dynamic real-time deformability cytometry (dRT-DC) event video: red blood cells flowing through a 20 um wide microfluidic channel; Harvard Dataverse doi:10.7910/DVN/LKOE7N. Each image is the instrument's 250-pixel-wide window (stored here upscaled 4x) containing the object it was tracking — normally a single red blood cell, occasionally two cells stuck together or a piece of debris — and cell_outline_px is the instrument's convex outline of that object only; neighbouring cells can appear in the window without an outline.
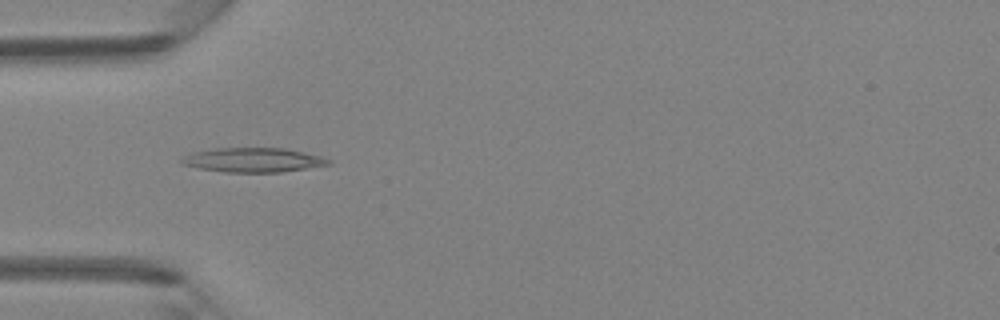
{"species": "Egyptian fruit bat (a non-hibernating species)", "species_latin": "Rousettus aegyptiacus", "temperature_condition": "room temperature", "stored_images_in_passage": 46, "camera_frame_rate_fps": 3000, "um_per_image_px": 0.085, "animal": {"sex": "female"}, "frame": {"image": 1, "passage_image": 15, "time_ms": 4.667, "image_size_px": [1000, 320], "cell_outline_px": [[332, 164], [280, 172], [224, 172], [200, 168], [180, 164], [180, 160], [184, 156], [192, 152], [216, 148], [284, 148], [304, 152], [320, 156], [332, 160]], "centroid_in_image_um": [21.51, 13.59], "position_along_channel_um": 63.5, "area_um2": 20.81}}
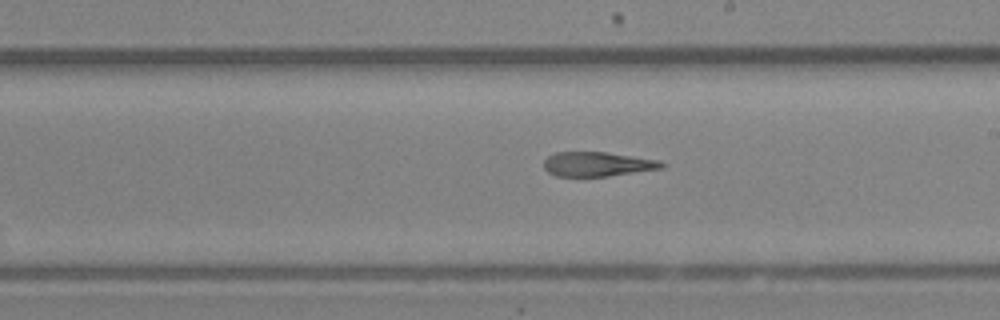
{"frame": {"image": 2, "passage_image": 27, "time_ms": 8.667, "image_size_px": [1000, 320], "cell_outline_px": [[668, 164], [664, 168], [608, 176], [556, 176], [548, 172], [544, 168], [544, 160], [548, 156], [556, 152], [604, 152], [660, 160]], "centroid_in_image_um": [50.81, 13.95], "position_along_channel_um": 238.2, "area_um2": 16.82}}
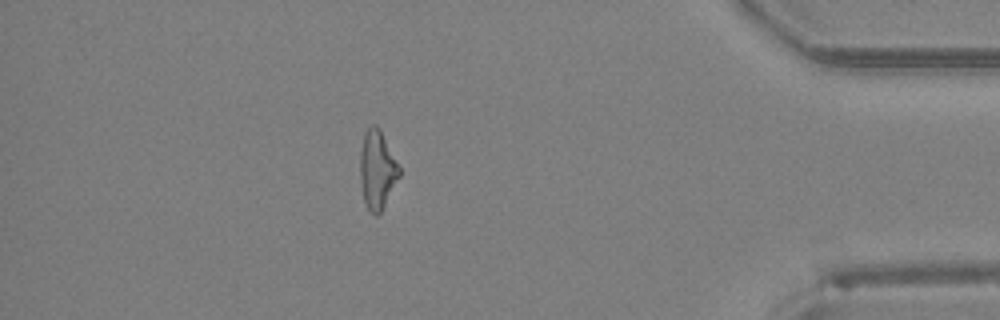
{"frame": {"image": 3, "passage_image": 41, "time_ms": 13.333, "image_size_px": [1000, 320], "cell_outline_px": [[400, 176], [380, 212], [376, 216], [364, 204], [360, 180], [360, 152], [364, 132], [372, 124], [376, 124], [380, 128], [400, 168]], "centroid_in_image_um": [32.05, 14.4], "position_along_channel_um": 403.2, "area_um2": 17.86}}